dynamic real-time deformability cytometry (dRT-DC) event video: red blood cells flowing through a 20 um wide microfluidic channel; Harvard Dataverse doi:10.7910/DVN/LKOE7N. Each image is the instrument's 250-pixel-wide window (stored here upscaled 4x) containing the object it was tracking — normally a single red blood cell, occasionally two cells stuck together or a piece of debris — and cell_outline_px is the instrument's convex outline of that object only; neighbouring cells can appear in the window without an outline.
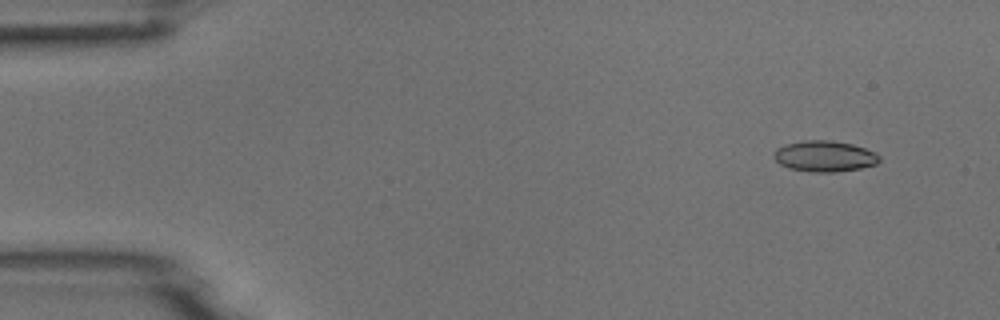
{"species": "common noctule bat (a hibernating species)", "species_latin": "Nyctalus noctula", "temperature_condition": "room temperature", "stored_images_in_passage": 4, "camera_frame_rate_fps": 3000, "um_per_image_px": 0.085, "animal": {"sex": "male", "body_mass_g": 18.8}, "frame": {"image": 1, "passage_image": 1, "time_ms": 0.0, "image_size_px": [1000, 320], "cell_outline_px": [[880, 160], [876, 164], [860, 168], [836, 172], [812, 172], [788, 168], [780, 164], [772, 156], [772, 152], [776, 148], [784, 144], [804, 140], [832, 140], [852, 144], [876, 152], [880, 156]], "centroid_in_image_um": [70.06, 13.27], "position_along_channel_um": 14.9, "area_um2": 19.25}}
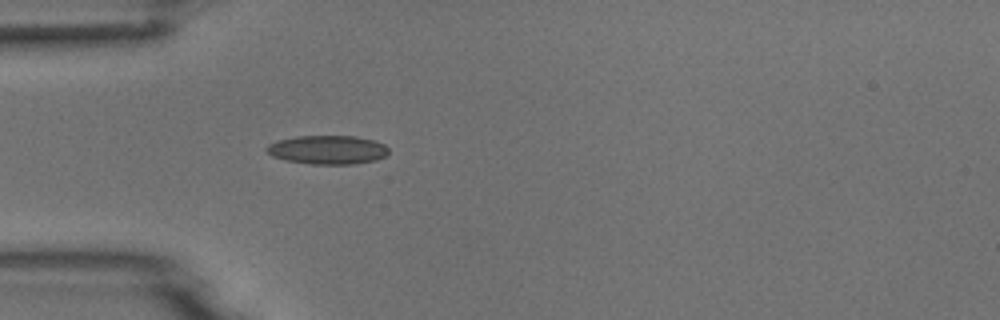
{"frame": {"image": 2, "passage_image": 4, "time_ms": 1.0, "image_size_px": [1000, 320], "cell_outline_px": [[388, 152], [384, 156], [376, 160], [356, 164], [312, 164], [284, 160], [272, 156], [264, 148], [268, 144], [280, 140], [296, 136], [356, 136], [376, 140], [384, 144], [388, 148]], "centroid_in_image_um": [27.86, 12.73], "position_along_channel_um": 57.1, "area_um2": 20.58}}